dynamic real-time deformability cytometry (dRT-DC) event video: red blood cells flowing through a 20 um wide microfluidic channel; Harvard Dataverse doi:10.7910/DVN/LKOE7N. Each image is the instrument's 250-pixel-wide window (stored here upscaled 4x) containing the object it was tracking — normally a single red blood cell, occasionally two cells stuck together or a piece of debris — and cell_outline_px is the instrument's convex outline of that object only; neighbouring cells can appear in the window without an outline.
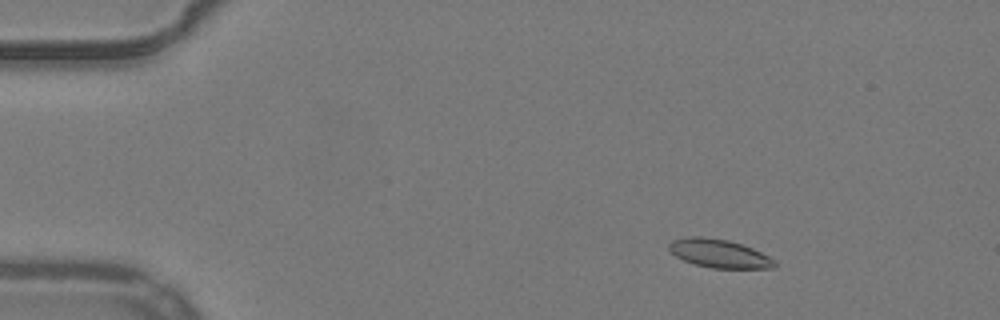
{"species": "common noctule bat (a hibernating species)", "species_latin": "Nyctalus noctula", "temperature_condition": "warm", "stored_images_in_passage": 21, "camera_frame_rate_fps": 3000, "um_per_image_px": 0.085, "animal": {"sex": "male", "body_mass_g": 19.2, "forearm_length_mm": 51.8}, "frame": {"image": 1, "passage_image": 8, "time_ms": 2.333, "image_size_px": [1000, 320], "cell_outline_px": [[776, 268], [712, 268], [696, 264], [684, 260], [676, 256], [668, 248], [668, 244], [672, 240], [688, 236], [700, 236], [728, 240], [752, 248], [776, 260]], "centroid_in_image_um": [61.13, 21.54], "position_along_channel_um": 23.9, "area_um2": 17.4}}
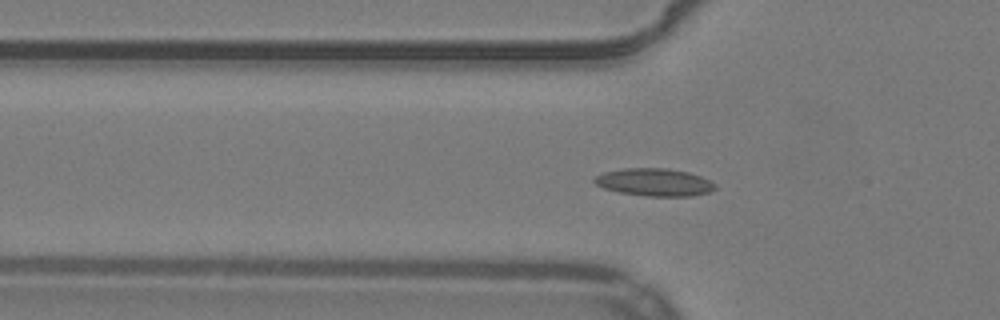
{"frame": {"image": 2, "passage_image": 18, "time_ms": 5.667, "image_size_px": [1000, 320], "cell_outline_px": [[716, 188], [708, 192], [692, 196], [648, 196], [620, 192], [604, 188], [596, 184], [592, 180], [596, 176], [604, 172], [624, 168], [668, 168], [688, 172], [700, 176], [716, 184]], "centroid_in_image_um": [55.62, 15.48], "position_along_channel_um": 70.2, "area_um2": 19.31}}